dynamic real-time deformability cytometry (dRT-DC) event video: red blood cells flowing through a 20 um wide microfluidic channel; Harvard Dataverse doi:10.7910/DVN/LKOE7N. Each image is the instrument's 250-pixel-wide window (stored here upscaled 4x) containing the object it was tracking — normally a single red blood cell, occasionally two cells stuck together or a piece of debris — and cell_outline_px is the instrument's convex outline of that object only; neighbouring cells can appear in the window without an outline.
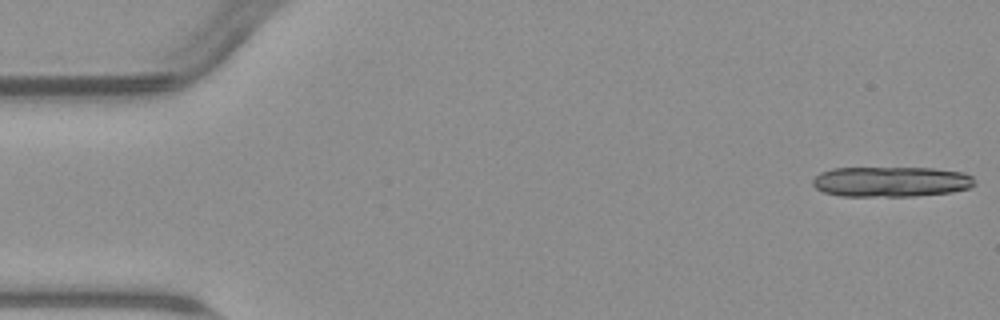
{"species": "common noctule bat (a hibernating species)", "species_latin": "Nyctalus noctula", "temperature_condition": "warm", "stored_images_in_passage": 6, "camera_frame_rate_fps": 3000, "um_per_image_px": 0.085, "animal": {"sex": "male", "body_mass_g": 23.1, "forearm_length_mm": 52.7}, "frame": {"image": 1, "passage_image": 1, "time_ms": 0.0, "image_size_px": [1000, 320], "cell_outline_px": [[976, 184], [968, 188], [952, 192], [916, 196], [840, 196], [824, 192], [816, 188], [812, 184], [812, 180], [820, 172], [832, 168], [932, 168], [964, 172], [972, 176]], "centroid_in_image_um": [75.74, 15.44], "position_along_channel_um": 9.3, "area_um2": 28.73}}